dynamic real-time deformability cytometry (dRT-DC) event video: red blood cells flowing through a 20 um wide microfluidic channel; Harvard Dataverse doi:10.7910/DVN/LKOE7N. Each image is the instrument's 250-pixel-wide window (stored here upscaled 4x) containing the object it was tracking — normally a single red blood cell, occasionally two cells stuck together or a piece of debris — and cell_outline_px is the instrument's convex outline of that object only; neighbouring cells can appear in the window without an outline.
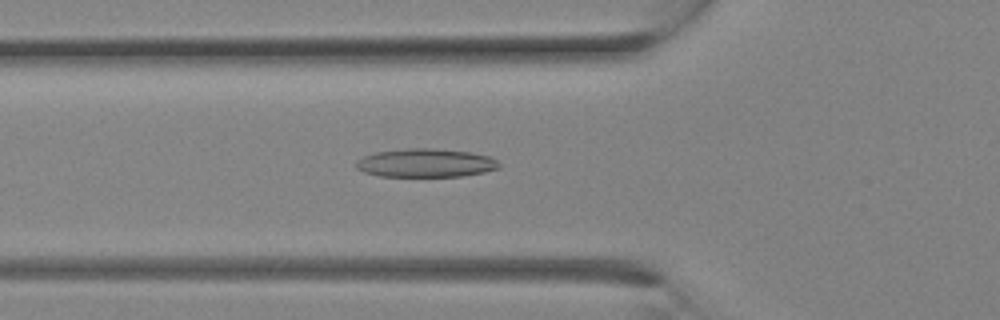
{"species": "Egyptian fruit bat (a non-hibernating species)", "species_latin": "Rousettus aegyptiacus", "temperature_condition": "room temperature", "stored_images_in_passage": 13, "camera_frame_rate_fps": 3000, "um_per_image_px": 0.085, "animal": {"sex": "female"}, "frame": {"image": 1, "passage_image": 4, "time_ms": 1.0, "image_size_px": [1000, 320], "cell_outline_px": [[500, 168], [484, 172], [464, 176], [380, 176], [364, 172], [356, 168], [356, 160], [364, 156], [376, 152], [412, 148], [428, 148], [468, 152], [488, 156], [496, 160], [500, 164]], "centroid_in_image_um": [36.18, 13.86], "position_along_channel_um": 89.6, "area_um2": 23.52}}
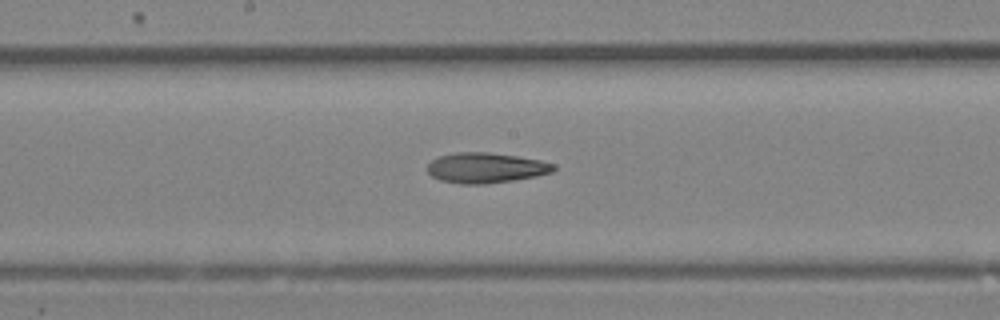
{"frame": {"image": 2, "passage_image": 9, "time_ms": 2.667, "image_size_px": [1000, 320], "cell_outline_px": [[556, 168], [552, 172], [536, 176], [512, 180], [484, 184], [460, 184], [440, 180], [432, 176], [428, 172], [428, 164], [436, 156], [456, 152], [488, 152], [516, 156], [540, 160], [556, 164]], "centroid_in_image_um": [41.28, 14.26], "position_along_channel_um": 206.9, "area_um2": 22.31}}
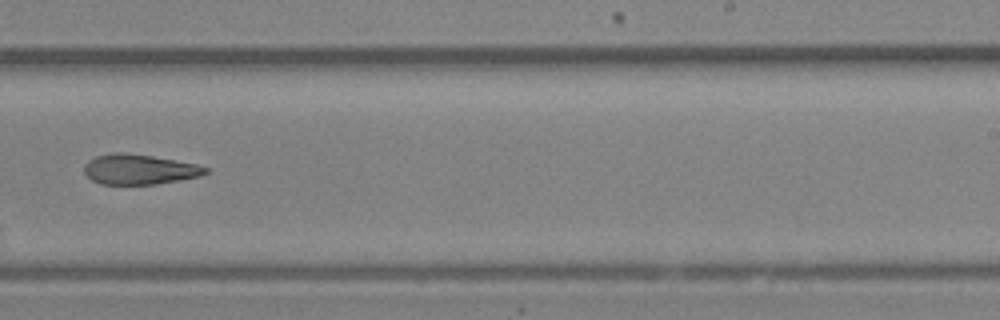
{"frame": {"image": 3, "passage_image": 12, "time_ms": 3.667, "image_size_px": [1000, 320], "cell_outline_px": [[208, 172], [200, 176], [156, 184], [100, 184], [92, 180], [84, 172], [84, 164], [88, 160], [96, 156], [112, 152], [124, 152], [152, 156], [196, 164], [208, 168]], "centroid_in_image_um": [11.8, 14.39], "position_along_channel_um": 277.2, "area_um2": 21.21}}